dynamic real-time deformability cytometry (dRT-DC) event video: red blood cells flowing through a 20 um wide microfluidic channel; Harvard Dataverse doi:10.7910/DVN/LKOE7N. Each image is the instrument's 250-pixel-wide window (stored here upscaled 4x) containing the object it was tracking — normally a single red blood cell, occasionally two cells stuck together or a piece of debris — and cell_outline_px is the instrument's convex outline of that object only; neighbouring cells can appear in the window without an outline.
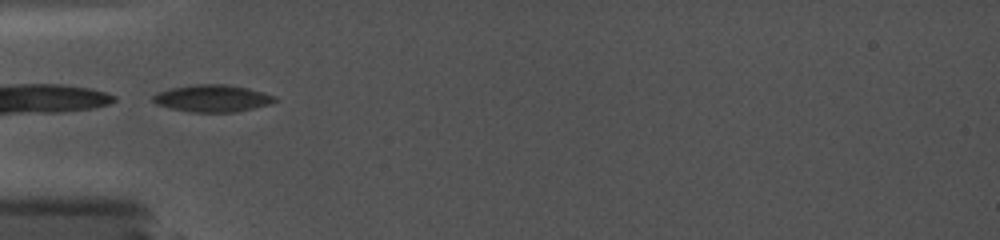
{"species": "common noctule bat (a hibernating species)", "species_latin": "Nyctalus noctula", "temperature_condition": "cold", "stored_images_in_passage": 14, "camera_frame_rate_fps": 5000, "um_per_image_px": 0.085, "animal": {"sex": "female", "body_mass_g": 19.0, "forearm_length_mm": 56.7}, "frame": {"image": 1, "passage_image": 1, "time_ms": 0.0, "image_size_px": [1000, 240], "cell_outline_px": [[280, 100], [268, 104], [252, 108], [232, 112], [188, 112], [156, 104], [152, 100], [152, 96], [156, 92], [168, 88], [192, 84], [228, 84], [248, 88], [264, 92], [276, 96]], "centroid_in_image_um": [18.03, 8.34], "position_along_channel_um": 67.0, "area_um2": 19.42}}
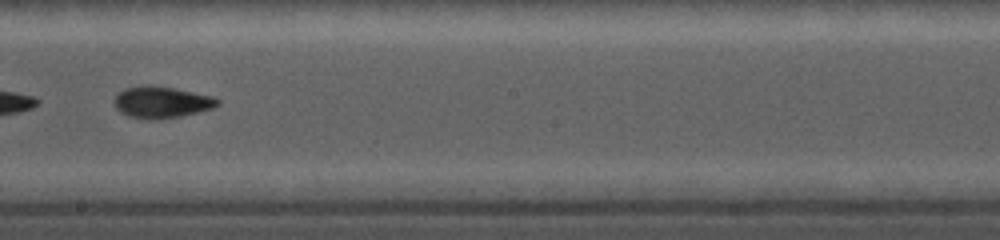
{"frame": {"image": 2, "passage_image": 7, "time_ms": 4.4, "image_size_px": [1000, 240], "cell_outline_px": [[220, 104], [212, 108], [180, 116], [152, 120], [148, 120], [128, 116], [120, 112], [116, 108], [112, 100], [124, 88], [144, 84], [152, 84], [212, 96], [220, 100]], "centroid_in_image_um": [13.68, 8.68], "position_along_channel_um": 234.5, "area_um2": 19.07}}
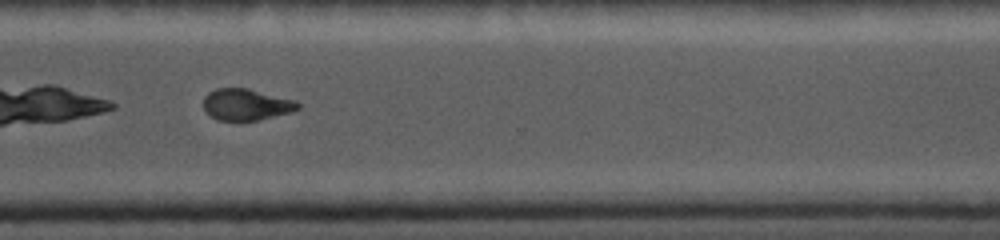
{"frame": {"image": 3, "passage_image": 11, "time_ms": 7.4, "image_size_px": [1000, 240], "cell_outline_px": [[300, 108], [288, 112], [256, 120], [216, 120], [204, 108], [204, 96], [208, 92], [216, 88], [248, 88], [296, 100], [300, 104]], "centroid_in_image_um": [20.92, 8.86], "position_along_channel_um": 349.7, "area_um2": 17.11}}